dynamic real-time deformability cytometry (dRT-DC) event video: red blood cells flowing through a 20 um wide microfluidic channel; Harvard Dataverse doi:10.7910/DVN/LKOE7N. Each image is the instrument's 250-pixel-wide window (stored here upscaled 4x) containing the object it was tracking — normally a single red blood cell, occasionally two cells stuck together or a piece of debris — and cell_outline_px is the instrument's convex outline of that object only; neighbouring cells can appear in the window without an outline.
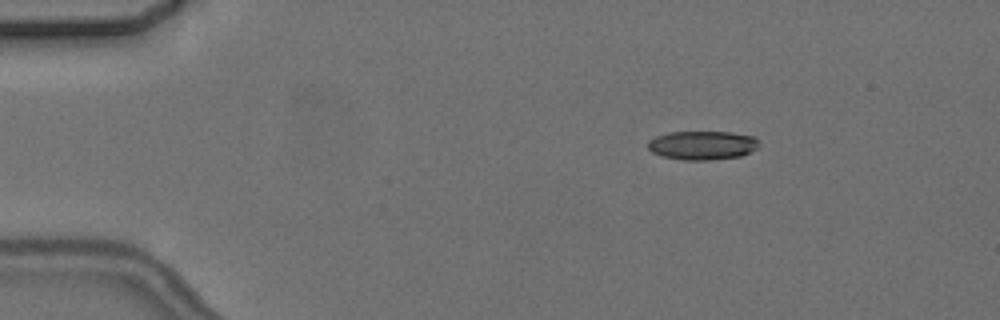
{"species": "common noctule bat (a hibernating species)", "species_latin": "Nyctalus noctula", "temperature_condition": "cold", "stored_images_in_passage": 4, "camera_frame_rate_fps": 3000, "um_per_image_px": 0.085, "animal": {"sex": "female", "body_mass_g": 24.6, "forearm_length_mm": 56.2}, "frame": {"image": 1, "passage_image": 2, "time_ms": 1.333, "image_size_px": [1000, 320], "cell_outline_px": [[760, 144], [756, 148], [740, 156], [712, 160], [684, 160], [660, 156], [652, 152], [648, 148], [648, 140], [656, 136], [668, 132], [732, 132], [752, 136]], "centroid_in_image_um": [59.66, 12.35], "position_along_channel_um": 25.3, "area_um2": 18.67}}